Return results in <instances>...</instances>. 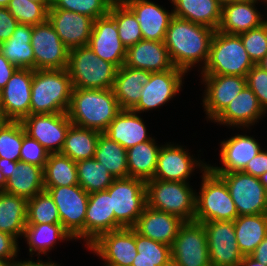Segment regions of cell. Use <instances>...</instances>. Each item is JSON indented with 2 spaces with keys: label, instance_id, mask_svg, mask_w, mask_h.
Returning a JSON list of instances; mask_svg holds the SVG:
<instances>
[{
  "label": "cell",
  "instance_id": "44dd1931",
  "mask_svg": "<svg viewBox=\"0 0 267 266\" xmlns=\"http://www.w3.org/2000/svg\"><path fill=\"white\" fill-rule=\"evenodd\" d=\"M47 19L69 50L88 45L94 25L93 18L73 11L48 9Z\"/></svg>",
  "mask_w": 267,
  "mask_h": 266
},
{
  "label": "cell",
  "instance_id": "7a4b0ae2",
  "mask_svg": "<svg viewBox=\"0 0 267 266\" xmlns=\"http://www.w3.org/2000/svg\"><path fill=\"white\" fill-rule=\"evenodd\" d=\"M121 110L112 89L73 88L67 115L72 124L103 133Z\"/></svg>",
  "mask_w": 267,
  "mask_h": 266
},
{
  "label": "cell",
  "instance_id": "277c9868",
  "mask_svg": "<svg viewBox=\"0 0 267 266\" xmlns=\"http://www.w3.org/2000/svg\"><path fill=\"white\" fill-rule=\"evenodd\" d=\"M66 69L73 88L112 89L118 68L86 45L69 50Z\"/></svg>",
  "mask_w": 267,
  "mask_h": 266
},
{
  "label": "cell",
  "instance_id": "816d5d0a",
  "mask_svg": "<svg viewBox=\"0 0 267 266\" xmlns=\"http://www.w3.org/2000/svg\"><path fill=\"white\" fill-rule=\"evenodd\" d=\"M17 241L14 236L0 231V259L10 260L16 265L18 261L14 257L16 258L18 251H20Z\"/></svg>",
  "mask_w": 267,
  "mask_h": 266
},
{
  "label": "cell",
  "instance_id": "03108f58",
  "mask_svg": "<svg viewBox=\"0 0 267 266\" xmlns=\"http://www.w3.org/2000/svg\"><path fill=\"white\" fill-rule=\"evenodd\" d=\"M0 266H15L10 260L0 259Z\"/></svg>",
  "mask_w": 267,
  "mask_h": 266
},
{
  "label": "cell",
  "instance_id": "2644e50d",
  "mask_svg": "<svg viewBox=\"0 0 267 266\" xmlns=\"http://www.w3.org/2000/svg\"><path fill=\"white\" fill-rule=\"evenodd\" d=\"M0 108H1V90H0Z\"/></svg>",
  "mask_w": 267,
  "mask_h": 266
},
{
  "label": "cell",
  "instance_id": "4dcf8cb0",
  "mask_svg": "<svg viewBox=\"0 0 267 266\" xmlns=\"http://www.w3.org/2000/svg\"><path fill=\"white\" fill-rule=\"evenodd\" d=\"M173 15L217 30L221 22L222 5L218 0H170Z\"/></svg>",
  "mask_w": 267,
  "mask_h": 266
},
{
  "label": "cell",
  "instance_id": "11a10c76",
  "mask_svg": "<svg viewBox=\"0 0 267 266\" xmlns=\"http://www.w3.org/2000/svg\"><path fill=\"white\" fill-rule=\"evenodd\" d=\"M18 68L11 64L8 59L0 52V90L7 84Z\"/></svg>",
  "mask_w": 267,
  "mask_h": 266
},
{
  "label": "cell",
  "instance_id": "1f68e13d",
  "mask_svg": "<svg viewBox=\"0 0 267 266\" xmlns=\"http://www.w3.org/2000/svg\"><path fill=\"white\" fill-rule=\"evenodd\" d=\"M44 189L43 168L34 164L17 162L6 181L4 192L26 198H33Z\"/></svg>",
  "mask_w": 267,
  "mask_h": 266
},
{
  "label": "cell",
  "instance_id": "6125c7cd",
  "mask_svg": "<svg viewBox=\"0 0 267 266\" xmlns=\"http://www.w3.org/2000/svg\"><path fill=\"white\" fill-rule=\"evenodd\" d=\"M9 122L1 113H0V131L2 128Z\"/></svg>",
  "mask_w": 267,
  "mask_h": 266
},
{
  "label": "cell",
  "instance_id": "d590c367",
  "mask_svg": "<svg viewBox=\"0 0 267 266\" xmlns=\"http://www.w3.org/2000/svg\"><path fill=\"white\" fill-rule=\"evenodd\" d=\"M233 222L239 250L251 255L267 236V213L238 216Z\"/></svg>",
  "mask_w": 267,
  "mask_h": 266
},
{
  "label": "cell",
  "instance_id": "7bdbcfd3",
  "mask_svg": "<svg viewBox=\"0 0 267 266\" xmlns=\"http://www.w3.org/2000/svg\"><path fill=\"white\" fill-rule=\"evenodd\" d=\"M136 248L138 254L132 266H172L171 246L136 232Z\"/></svg>",
  "mask_w": 267,
  "mask_h": 266
},
{
  "label": "cell",
  "instance_id": "f1b7e54d",
  "mask_svg": "<svg viewBox=\"0 0 267 266\" xmlns=\"http://www.w3.org/2000/svg\"><path fill=\"white\" fill-rule=\"evenodd\" d=\"M138 114L131 109H122L103 133L126 150L153 139L147 135V127Z\"/></svg>",
  "mask_w": 267,
  "mask_h": 266
},
{
  "label": "cell",
  "instance_id": "b9f144b4",
  "mask_svg": "<svg viewBox=\"0 0 267 266\" xmlns=\"http://www.w3.org/2000/svg\"><path fill=\"white\" fill-rule=\"evenodd\" d=\"M79 185L87 192L105 191L115 178L94 158L76 161Z\"/></svg>",
  "mask_w": 267,
  "mask_h": 266
},
{
  "label": "cell",
  "instance_id": "603a6c76",
  "mask_svg": "<svg viewBox=\"0 0 267 266\" xmlns=\"http://www.w3.org/2000/svg\"><path fill=\"white\" fill-rule=\"evenodd\" d=\"M114 230L115 215L110 194L106 190L89 193L83 239L87 247L102 234Z\"/></svg>",
  "mask_w": 267,
  "mask_h": 266
},
{
  "label": "cell",
  "instance_id": "ffe728a7",
  "mask_svg": "<svg viewBox=\"0 0 267 266\" xmlns=\"http://www.w3.org/2000/svg\"><path fill=\"white\" fill-rule=\"evenodd\" d=\"M88 46L99 58L117 68L125 64L127 49L119 38L115 20L109 14L94 20Z\"/></svg>",
  "mask_w": 267,
  "mask_h": 266
},
{
  "label": "cell",
  "instance_id": "ab89813d",
  "mask_svg": "<svg viewBox=\"0 0 267 266\" xmlns=\"http://www.w3.org/2000/svg\"><path fill=\"white\" fill-rule=\"evenodd\" d=\"M44 172V189L56 186L78 185L76 162L61 153L48 156Z\"/></svg>",
  "mask_w": 267,
  "mask_h": 266
},
{
  "label": "cell",
  "instance_id": "f6af8a7d",
  "mask_svg": "<svg viewBox=\"0 0 267 266\" xmlns=\"http://www.w3.org/2000/svg\"><path fill=\"white\" fill-rule=\"evenodd\" d=\"M50 6L51 2L10 0L7 8L19 23L35 26L47 20Z\"/></svg>",
  "mask_w": 267,
  "mask_h": 266
},
{
  "label": "cell",
  "instance_id": "ba28073f",
  "mask_svg": "<svg viewBox=\"0 0 267 266\" xmlns=\"http://www.w3.org/2000/svg\"><path fill=\"white\" fill-rule=\"evenodd\" d=\"M106 191L111 196L115 230L133 227L146 206V181L133 177L118 178Z\"/></svg>",
  "mask_w": 267,
  "mask_h": 266
},
{
  "label": "cell",
  "instance_id": "a7ac6f4b",
  "mask_svg": "<svg viewBox=\"0 0 267 266\" xmlns=\"http://www.w3.org/2000/svg\"><path fill=\"white\" fill-rule=\"evenodd\" d=\"M218 1H219V3L221 5H224V4L235 2V1H238V0H218Z\"/></svg>",
  "mask_w": 267,
  "mask_h": 266
},
{
  "label": "cell",
  "instance_id": "91938a15",
  "mask_svg": "<svg viewBox=\"0 0 267 266\" xmlns=\"http://www.w3.org/2000/svg\"><path fill=\"white\" fill-rule=\"evenodd\" d=\"M240 266H266L259 261L255 260L251 255L244 256Z\"/></svg>",
  "mask_w": 267,
  "mask_h": 266
},
{
  "label": "cell",
  "instance_id": "d6a6232c",
  "mask_svg": "<svg viewBox=\"0 0 267 266\" xmlns=\"http://www.w3.org/2000/svg\"><path fill=\"white\" fill-rule=\"evenodd\" d=\"M31 35V25L18 23L12 36L0 44V52L17 68L35 70Z\"/></svg>",
  "mask_w": 267,
  "mask_h": 266
},
{
  "label": "cell",
  "instance_id": "8992f818",
  "mask_svg": "<svg viewBox=\"0 0 267 266\" xmlns=\"http://www.w3.org/2000/svg\"><path fill=\"white\" fill-rule=\"evenodd\" d=\"M192 189L189 182L150 179L146 181V205L176 215L185 222H192L197 194Z\"/></svg>",
  "mask_w": 267,
  "mask_h": 266
},
{
  "label": "cell",
  "instance_id": "680465c9",
  "mask_svg": "<svg viewBox=\"0 0 267 266\" xmlns=\"http://www.w3.org/2000/svg\"><path fill=\"white\" fill-rule=\"evenodd\" d=\"M15 266H60V264L58 265L57 263L55 262H52V261H47V262H44L42 260L39 259V256H38V261L35 262L33 261L32 259L31 260H20L16 263Z\"/></svg>",
  "mask_w": 267,
  "mask_h": 266
},
{
  "label": "cell",
  "instance_id": "be15d7a7",
  "mask_svg": "<svg viewBox=\"0 0 267 266\" xmlns=\"http://www.w3.org/2000/svg\"><path fill=\"white\" fill-rule=\"evenodd\" d=\"M260 182L263 184V186L267 189V172L264 173L260 178Z\"/></svg>",
  "mask_w": 267,
  "mask_h": 266
},
{
  "label": "cell",
  "instance_id": "74e56055",
  "mask_svg": "<svg viewBox=\"0 0 267 266\" xmlns=\"http://www.w3.org/2000/svg\"><path fill=\"white\" fill-rule=\"evenodd\" d=\"M23 237L26 238L29 246L30 256L37 254H47L53 248L56 241H67L73 238L64 230L61 223L55 224H27ZM34 252V253H33Z\"/></svg>",
  "mask_w": 267,
  "mask_h": 266
},
{
  "label": "cell",
  "instance_id": "484cf974",
  "mask_svg": "<svg viewBox=\"0 0 267 266\" xmlns=\"http://www.w3.org/2000/svg\"><path fill=\"white\" fill-rule=\"evenodd\" d=\"M135 14L143 40L164 41L172 19L171 13L149 0H122Z\"/></svg>",
  "mask_w": 267,
  "mask_h": 266
},
{
  "label": "cell",
  "instance_id": "e575fe53",
  "mask_svg": "<svg viewBox=\"0 0 267 266\" xmlns=\"http://www.w3.org/2000/svg\"><path fill=\"white\" fill-rule=\"evenodd\" d=\"M27 225V199L0 191V231L23 236Z\"/></svg>",
  "mask_w": 267,
  "mask_h": 266
},
{
  "label": "cell",
  "instance_id": "3957f363",
  "mask_svg": "<svg viewBox=\"0 0 267 266\" xmlns=\"http://www.w3.org/2000/svg\"><path fill=\"white\" fill-rule=\"evenodd\" d=\"M72 90L67 69L33 70L30 114L67 113Z\"/></svg>",
  "mask_w": 267,
  "mask_h": 266
},
{
  "label": "cell",
  "instance_id": "52a82bcc",
  "mask_svg": "<svg viewBox=\"0 0 267 266\" xmlns=\"http://www.w3.org/2000/svg\"><path fill=\"white\" fill-rule=\"evenodd\" d=\"M201 183L199 195L196 194L194 221H234L238 212L225 182L207 168Z\"/></svg>",
  "mask_w": 267,
  "mask_h": 266
},
{
  "label": "cell",
  "instance_id": "6da1fadb",
  "mask_svg": "<svg viewBox=\"0 0 267 266\" xmlns=\"http://www.w3.org/2000/svg\"><path fill=\"white\" fill-rule=\"evenodd\" d=\"M215 31L210 27L173 16L163 42L174 67L188 73L195 64L203 62L201 69L204 68Z\"/></svg>",
  "mask_w": 267,
  "mask_h": 266
},
{
  "label": "cell",
  "instance_id": "e7e4bbea",
  "mask_svg": "<svg viewBox=\"0 0 267 266\" xmlns=\"http://www.w3.org/2000/svg\"><path fill=\"white\" fill-rule=\"evenodd\" d=\"M5 184H6V180L4 179V176L0 171V191H3Z\"/></svg>",
  "mask_w": 267,
  "mask_h": 266
},
{
  "label": "cell",
  "instance_id": "ee69618b",
  "mask_svg": "<svg viewBox=\"0 0 267 266\" xmlns=\"http://www.w3.org/2000/svg\"><path fill=\"white\" fill-rule=\"evenodd\" d=\"M61 223L54 200L46 190L27 200V224Z\"/></svg>",
  "mask_w": 267,
  "mask_h": 266
},
{
  "label": "cell",
  "instance_id": "f5cc1de1",
  "mask_svg": "<svg viewBox=\"0 0 267 266\" xmlns=\"http://www.w3.org/2000/svg\"><path fill=\"white\" fill-rule=\"evenodd\" d=\"M18 23L7 7H0V44L12 36Z\"/></svg>",
  "mask_w": 267,
  "mask_h": 266
},
{
  "label": "cell",
  "instance_id": "f35d334b",
  "mask_svg": "<svg viewBox=\"0 0 267 266\" xmlns=\"http://www.w3.org/2000/svg\"><path fill=\"white\" fill-rule=\"evenodd\" d=\"M94 159L115 179L128 177L127 150L104 133L99 136Z\"/></svg>",
  "mask_w": 267,
  "mask_h": 266
},
{
  "label": "cell",
  "instance_id": "9c48e42d",
  "mask_svg": "<svg viewBox=\"0 0 267 266\" xmlns=\"http://www.w3.org/2000/svg\"><path fill=\"white\" fill-rule=\"evenodd\" d=\"M59 211L62 227L73 239L84 238L89 193L79 184L46 189Z\"/></svg>",
  "mask_w": 267,
  "mask_h": 266
},
{
  "label": "cell",
  "instance_id": "9f6ffc18",
  "mask_svg": "<svg viewBox=\"0 0 267 266\" xmlns=\"http://www.w3.org/2000/svg\"><path fill=\"white\" fill-rule=\"evenodd\" d=\"M251 256L255 260L267 266V236L256 247L255 251L251 254Z\"/></svg>",
  "mask_w": 267,
  "mask_h": 266
},
{
  "label": "cell",
  "instance_id": "94428289",
  "mask_svg": "<svg viewBox=\"0 0 267 266\" xmlns=\"http://www.w3.org/2000/svg\"><path fill=\"white\" fill-rule=\"evenodd\" d=\"M256 65H258L261 69L267 71V53L263 57V59L260 62H258Z\"/></svg>",
  "mask_w": 267,
  "mask_h": 266
},
{
  "label": "cell",
  "instance_id": "9a60e30c",
  "mask_svg": "<svg viewBox=\"0 0 267 266\" xmlns=\"http://www.w3.org/2000/svg\"><path fill=\"white\" fill-rule=\"evenodd\" d=\"M25 132L49 154L60 153L71 126L67 113L30 114L21 121Z\"/></svg>",
  "mask_w": 267,
  "mask_h": 266
},
{
  "label": "cell",
  "instance_id": "2e32d148",
  "mask_svg": "<svg viewBox=\"0 0 267 266\" xmlns=\"http://www.w3.org/2000/svg\"><path fill=\"white\" fill-rule=\"evenodd\" d=\"M32 69L18 68L1 90L0 113L9 121H22L30 115Z\"/></svg>",
  "mask_w": 267,
  "mask_h": 266
},
{
  "label": "cell",
  "instance_id": "003e7915",
  "mask_svg": "<svg viewBox=\"0 0 267 266\" xmlns=\"http://www.w3.org/2000/svg\"><path fill=\"white\" fill-rule=\"evenodd\" d=\"M10 0H0V7H7Z\"/></svg>",
  "mask_w": 267,
  "mask_h": 266
},
{
  "label": "cell",
  "instance_id": "c3c4849f",
  "mask_svg": "<svg viewBox=\"0 0 267 266\" xmlns=\"http://www.w3.org/2000/svg\"><path fill=\"white\" fill-rule=\"evenodd\" d=\"M239 36L250 59L256 65L267 53V21Z\"/></svg>",
  "mask_w": 267,
  "mask_h": 266
},
{
  "label": "cell",
  "instance_id": "4316f807",
  "mask_svg": "<svg viewBox=\"0 0 267 266\" xmlns=\"http://www.w3.org/2000/svg\"><path fill=\"white\" fill-rule=\"evenodd\" d=\"M265 114L257 97L246 85L213 121L226 126L248 129L249 126L259 122L258 120Z\"/></svg>",
  "mask_w": 267,
  "mask_h": 266
},
{
  "label": "cell",
  "instance_id": "7c38bea8",
  "mask_svg": "<svg viewBox=\"0 0 267 266\" xmlns=\"http://www.w3.org/2000/svg\"><path fill=\"white\" fill-rule=\"evenodd\" d=\"M31 46L35 57V70L67 68L69 49L48 19L32 26Z\"/></svg>",
  "mask_w": 267,
  "mask_h": 266
},
{
  "label": "cell",
  "instance_id": "60d3db41",
  "mask_svg": "<svg viewBox=\"0 0 267 266\" xmlns=\"http://www.w3.org/2000/svg\"><path fill=\"white\" fill-rule=\"evenodd\" d=\"M109 15L115 20L119 38L126 49L143 40L137 17L122 0L113 2Z\"/></svg>",
  "mask_w": 267,
  "mask_h": 266
},
{
  "label": "cell",
  "instance_id": "5b68a950",
  "mask_svg": "<svg viewBox=\"0 0 267 266\" xmlns=\"http://www.w3.org/2000/svg\"><path fill=\"white\" fill-rule=\"evenodd\" d=\"M255 64L250 59L239 35L215 31L202 75H237L246 77Z\"/></svg>",
  "mask_w": 267,
  "mask_h": 266
},
{
  "label": "cell",
  "instance_id": "db71d44e",
  "mask_svg": "<svg viewBox=\"0 0 267 266\" xmlns=\"http://www.w3.org/2000/svg\"><path fill=\"white\" fill-rule=\"evenodd\" d=\"M246 174L260 178L264 173L267 172V150H261L242 171Z\"/></svg>",
  "mask_w": 267,
  "mask_h": 266
},
{
  "label": "cell",
  "instance_id": "cb8c5ba5",
  "mask_svg": "<svg viewBox=\"0 0 267 266\" xmlns=\"http://www.w3.org/2000/svg\"><path fill=\"white\" fill-rule=\"evenodd\" d=\"M261 150L260 144L253 136L236 134L226 141H221L220 160L224 167H213L210 164L208 168L213 173L242 172Z\"/></svg>",
  "mask_w": 267,
  "mask_h": 266
},
{
  "label": "cell",
  "instance_id": "f907efd6",
  "mask_svg": "<svg viewBox=\"0 0 267 266\" xmlns=\"http://www.w3.org/2000/svg\"><path fill=\"white\" fill-rule=\"evenodd\" d=\"M246 85L252 90L262 109L267 113V71L254 65L246 75Z\"/></svg>",
  "mask_w": 267,
  "mask_h": 266
},
{
  "label": "cell",
  "instance_id": "d4e9b609",
  "mask_svg": "<svg viewBox=\"0 0 267 266\" xmlns=\"http://www.w3.org/2000/svg\"><path fill=\"white\" fill-rule=\"evenodd\" d=\"M257 1L260 2V0H238L222 5L221 22L217 30L239 35L261 26L267 20H264V15L255 8ZM262 1L267 3V0Z\"/></svg>",
  "mask_w": 267,
  "mask_h": 266
},
{
  "label": "cell",
  "instance_id": "e0dca14e",
  "mask_svg": "<svg viewBox=\"0 0 267 266\" xmlns=\"http://www.w3.org/2000/svg\"><path fill=\"white\" fill-rule=\"evenodd\" d=\"M185 71L173 67L163 72L151 73L148 83L141 90V99L132 109L135 112H148L169 102L180 90Z\"/></svg>",
  "mask_w": 267,
  "mask_h": 266
},
{
  "label": "cell",
  "instance_id": "4fadbf2b",
  "mask_svg": "<svg viewBox=\"0 0 267 266\" xmlns=\"http://www.w3.org/2000/svg\"><path fill=\"white\" fill-rule=\"evenodd\" d=\"M105 262V266H132L136 257V231L124 227L99 236L88 247Z\"/></svg>",
  "mask_w": 267,
  "mask_h": 266
},
{
  "label": "cell",
  "instance_id": "bcb514c9",
  "mask_svg": "<svg viewBox=\"0 0 267 266\" xmlns=\"http://www.w3.org/2000/svg\"><path fill=\"white\" fill-rule=\"evenodd\" d=\"M24 127L21 121H9L0 131V158L20 161Z\"/></svg>",
  "mask_w": 267,
  "mask_h": 266
},
{
  "label": "cell",
  "instance_id": "7dc6e473",
  "mask_svg": "<svg viewBox=\"0 0 267 266\" xmlns=\"http://www.w3.org/2000/svg\"><path fill=\"white\" fill-rule=\"evenodd\" d=\"M115 0H51L49 9H63L87 15L96 20L109 14Z\"/></svg>",
  "mask_w": 267,
  "mask_h": 266
},
{
  "label": "cell",
  "instance_id": "5bb4252c",
  "mask_svg": "<svg viewBox=\"0 0 267 266\" xmlns=\"http://www.w3.org/2000/svg\"><path fill=\"white\" fill-rule=\"evenodd\" d=\"M207 246L211 266H240L243 255L239 250L233 221H207Z\"/></svg>",
  "mask_w": 267,
  "mask_h": 266
},
{
  "label": "cell",
  "instance_id": "f546056e",
  "mask_svg": "<svg viewBox=\"0 0 267 266\" xmlns=\"http://www.w3.org/2000/svg\"><path fill=\"white\" fill-rule=\"evenodd\" d=\"M152 72L122 65L117 69L112 90L121 109H133L141 99V90Z\"/></svg>",
  "mask_w": 267,
  "mask_h": 266
},
{
  "label": "cell",
  "instance_id": "836d02e7",
  "mask_svg": "<svg viewBox=\"0 0 267 266\" xmlns=\"http://www.w3.org/2000/svg\"><path fill=\"white\" fill-rule=\"evenodd\" d=\"M161 146L155 139L145 141L127 149L128 177L148 181L154 178Z\"/></svg>",
  "mask_w": 267,
  "mask_h": 266
},
{
  "label": "cell",
  "instance_id": "8d00e7d4",
  "mask_svg": "<svg viewBox=\"0 0 267 266\" xmlns=\"http://www.w3.org/2000/svg\"><path fill=\"white\" fill-rule=\"evenodd\" d=\"M102 132L71 124L69 127L61 154L72 161L94 158L97 142Z\"/></svg>",
  "mask_w": 267,
  "mask_h": 266
},
{
  "label": "cell",
  "instance_id": "7402d4cb",
  "mask_svg": "<svg viewBox=\"0 0 267 266\" xmlns=\"http://www.w3.org/2000/svg\"><path fill=\"white\" fill-rule=\"evenodd\" d=\"M184 223L176 215L146 205L132 228L142 236L171 246Z\"/></svg>",
  "mask_w": 267,
  "mask_h": 266
},
{
  "label": "cell",
  "instance_id": "8fae6325",
  "mask_svg": "<svg viewBox=\"0 0 267 266\" xmlns=\"http://www.w3.org/2000/svg\"><path fill=\"white\" fill-rule=\"evenodd\" d=\"M172 266H211L202 223L185 222L171 245Z\"/></svg>",
  "mask_w": 267,
  "mask_h": 266
},
{
  "label": "cell",
  "instance_id": "681fc988",
  "mask_svg": "<svg viewBox=\"0 0 267 266\" xmlns=\"http://www.w3.org/2000/svg\"><path fill=\"white\" fill-rule=\"evenodd\" d=\"M48 156L47 150L37 140L27 135L24 129L20 161L34 164L44 169Z\"/></svg>",
  "mask_w": 267,
  "mask_h": 266
},
{
  "label": "cell",
  "instance_id": "ac0fdd59",
  "mask_svg": "<svg viewBox=\"0 0 267 266\" xmlns=\"http://www.w3.org/2000/svg\"><path fill=\"white\" fill-rule=\"evenodd\" d=\"M180 145L166 143L161 145L157 167L153 179L171 182H187L196 168L203 172L209 164L195 160L188 151ZM201 161V162H200ZM198 166V167H197Z\"/></svg>",
  "mask_w": 267,
  "mask_h": 266
},
{
  "label": "cell",
  "instance_id": "89a4df30",
  "mask_svg": "<svg viewBox=\"0 0 267 266\" xmlns=\"http://www.w3.org/2000/svg\"><path fill=\"white\" fill-rule=\"evenodd\" d=\"M33 2H51V0H30Z\"/></svg>",
  "mask_w": 267,
  "mask_h": 266
},
{
  "label": "cell",
  "instance_id": "83f0119b",
  "mask_svg": "<svg viewBox=\"0 0 267 266\" xmlns=\"http://www.w3.org/2000/svg\"><path fill=\"white\" fill-rule=\"evenodd\" d=\"M125 65L152 73L174 67L163 41L141 40L127 49Z\"/></svg>",
  "mask_w": 267,
  "mask_h": 266
},
{
  "label": "cell",
  "instance_id": "6f0895ef",
  "mask_svg": "<svg viewBox=\"0 0 267 266\" xmlns=\"http://www.w3.org/2000/svg\"><path fill=\"white\" fill-rule=\"evenodd\" d=\"M17 166V162L0 158V171L7 181L11 176V171Z\"/></svg>",
  "mask_w": 267,
  "mask_h": 266
},
{
  "label": "cell",
  "instance_id": "d6986e66",
  "mask_svg": "<svg viewBox=\"0 0 267 266\" xmlns=\"http://www.w3.org/2000/svg\"><path fill=\"white\" fill-rule=\"evenodd\" d=\"M206 85L203 107L213 121L246 86V77L237 75H201Z\"/></svg>",
  "mask_w": 267,
  "mask_h": 266
},
{
  "label": "cell",
  "instance_id": "30bf717a",
  "mask_svg": "<svg viewBox=\"0 0 267 266\" xmlns=\"http://www.w3.org/2000/svg\"><path fill=\"white\" fill-rule=\"evenodd\" d=\"M214 174L225 182L238 216L267 213V189L259 178L244 172Z\"/></svg>",
  "mask_w": 267,
  "mask_h": 266
}]
</instances>
